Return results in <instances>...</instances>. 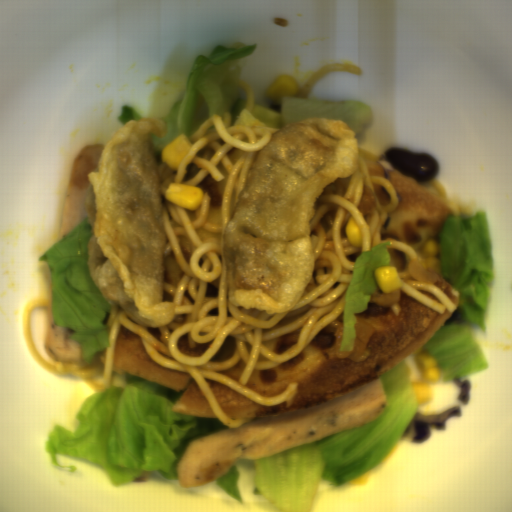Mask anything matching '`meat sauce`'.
<instances>
[{
	"label": "meat sauce",
	"mask_w": 512,
	"mask_h": 512,
	"mask_svg": "<svg viewBox=\"0 0 512 512\" xmlns=\"http://www.w3.org/2000/svg\"><path fill=\"white\" fill-rule=\"evenodd\" d=\"M330 325L335 335L334 353L338 359L356 360L369 348L372 338L377 333L375 326L364 319H357L354 324L355 338L353 341V350L343 352L340 350L343 321L339 322L338 320H333Z\"/></svg>",
	"instance_id": "meat-sauce-1"
},
{
	"label": "meat sauce",
	"mask_w": 512,
	"mask_h": 512,
	"mask_svg": "<svg viewBox=\"0 0 512 512\" xmlns=\"http://www.w3.org/2000/svg\"><path fill=\"white\" fill-rule=\"evenodd\" d=\"M407 272L410 277L421 284L434 285L439 281V275L437 272L418 259H412L410 261L407 267Z\"/></svg>",
	"instance_id": "meat-sauce-2"
},
{
	"label": "meat sauce",
	"mask_w": 512,
	"mask_h": 512,
	"mask_svg": "<svg viewBox=\"0 0 512 512\" xmlns=\"http://www.w3.org/2000/svg\"><path fill=\"white\" fill-rule=\"evenodd\" d=\"M402 298L400 290H396L392 293H385L379 287L377 290L370 296L367 303L377 304L381 306L392 305Z\"/></svg>",
	"instance_id": "meat-sauce-3"
},
{
	"label": "meat sauce",
	"mask_w": 512,
	"mask_h": 512,
	"mask_svg": "<svg viewBox=\"0 0 512 512\" xmlns=\"http://www.w3.org/2000/svg\"><path fill=\"white\" fill-rule=\"evenodd\" d=\"M377 207L376 200L371 193L369 187H363L362 196L358 205V210L362 216H367Z\"/></svg>",
	"instance_id": "meat-sauce-4"
}]
</instances>
